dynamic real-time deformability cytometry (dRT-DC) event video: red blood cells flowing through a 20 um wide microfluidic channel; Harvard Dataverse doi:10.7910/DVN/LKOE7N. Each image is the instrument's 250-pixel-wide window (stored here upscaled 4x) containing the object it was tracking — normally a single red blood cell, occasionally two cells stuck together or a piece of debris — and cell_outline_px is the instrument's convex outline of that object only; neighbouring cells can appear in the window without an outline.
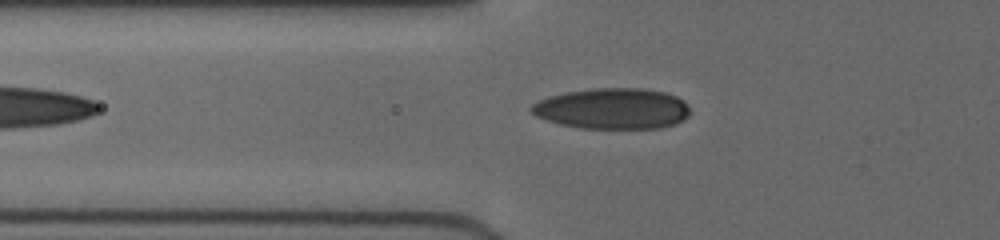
{"species": "human", "species_latin": "Homo sapiens", "temperature_condition": "cold", "stored_images_in_passage": 35, "camera_frame_rate_fps": 3000, "um_per_image_px": 0.085, "donor": {"sex": "female"}, "frame": {"image": 1, "passage_image": 3, "time_ms": 0.667, "image_size_px": [1000, 240], "cell_outline_px": [[692, 112], [684, 120], [676, 124], [660, 128], [580, 128], [560, 124], [536, 116], [528, 108], [532, 104], [548, 96], [568, 92], [596, 88], [640, 88], [664, 92], [676, 96], [688, 104]], "centroid_in_image_um": [52.1, 9.24], "position_along_channel_um": 73.7, "area_um2": 37.86}}
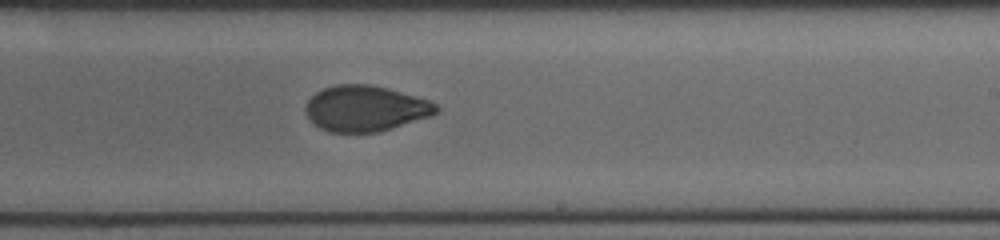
{"frame": {"image": 2, "passage_image": 17, "time_ms": 5.333, "image_size_px": [1000, 240], "cell_outline_px": [[440, 112], [432, 116], [380, 132], [328, 132], [312, 124], [304, 112], [304, 108], [308, 100], [316, 92], [324, 88], [336, 84], [372, 84], [388, 88], [416, 96], [428, 100], [436, 104], [440, 108]], "centroid_in_image_um": [31.06, 9.22], "position_along_channel_um": 257.9, "area_um2": 35.32}}
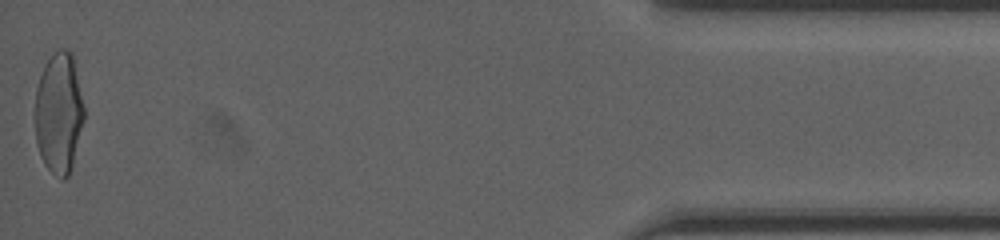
{"frame": {"image": 3, "passage_image": 35, "time_ms": 11.333, "image_size_px": [1000, 240], "cell_outline_px": [[84, 120], [72, 164], [68, 176], [64, 180], [60, 180], [44, 164], [40, 156], [36, 144], [36, 88], [44, 64], [60, 48], [68, 48], [72, 52], [84, 108]], "centroid_in_image_um": [5.0, 9.61], "position_along_channel_um": 430.2, "area_um2": 34.39}, "authors_computed_cell_mechanics": {"area_um2": 35.4892, "velocity_mm_per_s": 4.0104, "shape_relaxation_time_tau1_ms": 6.3115, "shape_relaxation_time_tau2_ms": 1.3581, "deformation_change_tau1": 0.1919, "deformation_change_tau2": 0.0519}}